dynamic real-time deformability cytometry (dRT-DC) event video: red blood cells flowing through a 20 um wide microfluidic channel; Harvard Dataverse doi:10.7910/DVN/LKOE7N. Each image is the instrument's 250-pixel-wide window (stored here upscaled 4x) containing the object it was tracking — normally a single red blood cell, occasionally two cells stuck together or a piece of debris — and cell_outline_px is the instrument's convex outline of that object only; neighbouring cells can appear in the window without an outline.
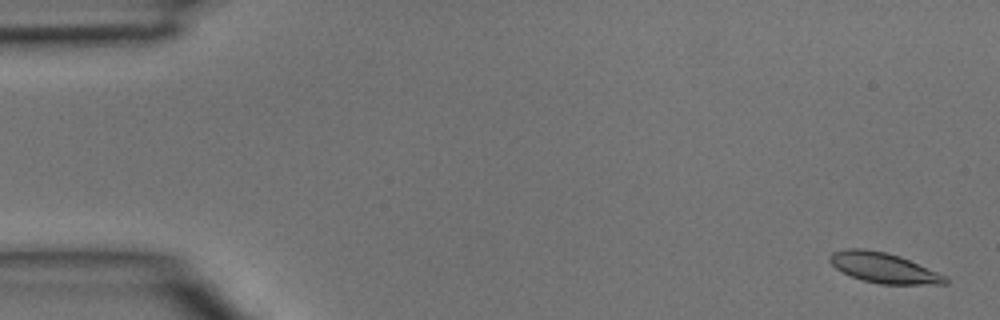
{"species": "common noctule bat (a hibernating species)", "species_latin": "Nyctalus noctula", "temperature_condition": "room temperature", "stored_images_in_passage": 5, "camera_frame_rate_fps": 3000, "um_per_image_px": 0.085, "animal": {"sex": "male", "body_mass_g": 15.6}, "frame": {"image": 1, "passage_image": 1, "time_ms": 0.0, "image_size_px": [1000, 320], "cell_outline_px": [[948, 284], [880, 284], [864, 280], [852, 276], [836, 268], [828, 260], [828, 256], [832, 252], [844, 248], [864, 248], [884, 252], [900, 256], [948, 276]], "centroid_in_image_um": [75.12, 22.75], "position_along_channel_um": 9.9, "area_um2": 20.35}}